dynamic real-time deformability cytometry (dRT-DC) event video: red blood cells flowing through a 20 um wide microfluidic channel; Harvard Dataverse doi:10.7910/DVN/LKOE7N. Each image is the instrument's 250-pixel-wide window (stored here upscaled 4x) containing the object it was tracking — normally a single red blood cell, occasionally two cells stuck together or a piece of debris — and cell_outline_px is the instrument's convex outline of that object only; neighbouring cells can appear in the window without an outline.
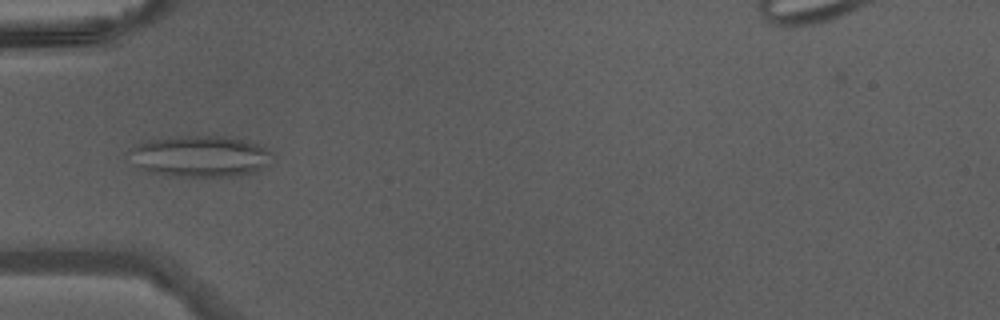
{"species": "Egyptian fruit bat (a non-hibernating species)", "species_latin": "Rousettus aegyptiacus", "temperature_condition": "warm", "stored_images_in_passage": 38, "camera_frame_rate_fps": 3000, "um_per_image_px": 0.085, "animal": {"sex": "male"}, "frame": {"image": 1, "passage_image": 8, "time_ms": 2.333, "image_size_px": [1000, 320], "cell_outline_px": [[272, 164], [256, 172], [236, 176], [168, 176], [148, 172], [136, 168], [124, 152], [140, 144], [152, 140], [192, 136], [212, 136], [248, 140], [264, 144], [272, 152]], "centroid_in_image_um": [17.05, 13.31], "position_along_channel_um": 68.0, "area_um2": 34.97}}
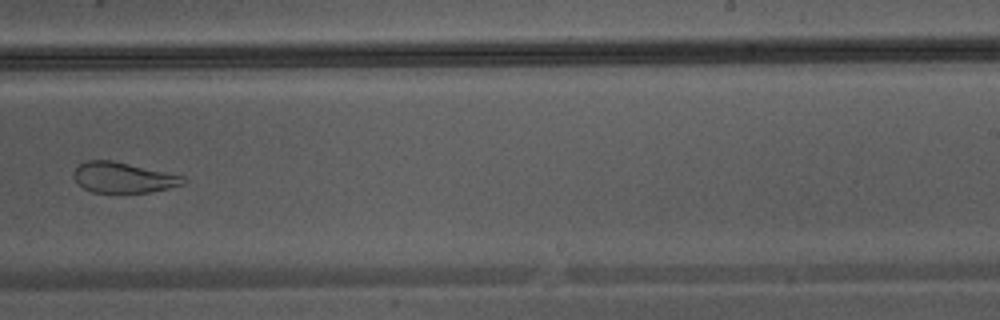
{"frame": {"image": 2, "passage_image": 22, "time_ms": 7.0, "image_size_px": [1000, 320], "cell_outline_px": [[184, 184], [152, 192], [92, 192], [84, 188], [72, 176], [72, 172], [84, 160], [112, 160], [184, 176]], "centroid_in_image_um": [10.44, 15.08], "position_along_channel_um": 278.6, "area_um2": 19.31}}
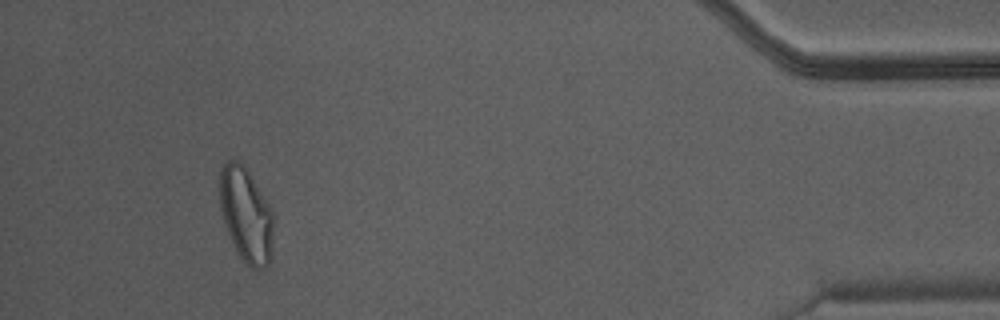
{"frame": {"image": 3, "passage_image": 35, "time_ms": 11.333, "image_size_px": [1000, 320], "cell_outline_px": [[276, 220], [272, 256], [268, 264], [264, 268], [252, 268], [244, 264], [236, 252], [228, 236], [220, 208], [220, 172], [224, 164], [228, 160], [240, 160], [248, 168], [272, 208]], "centroid_in_image_um": [20.97, 18.28], "position_along_channel_um": 414.2, "area_um2": 30.87}}